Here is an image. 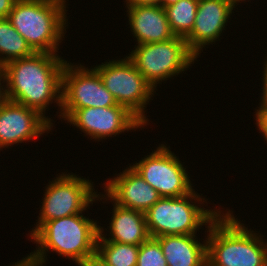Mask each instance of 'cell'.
Instances as JSON below:
<instances>
[{"label": "cell", "mask_w": 267, "mask_h": 266, "mask_svg": "<svg viewBox=\"0 0 267 266\" xmlns=\"http://www.w3.org/2000/svg\"><path fill=\"white\" fill-rule=\"evenodd\" d=\"M65 63L58 54L46 52L9 61L4 65L7 100L33 108L43 116L50 103L55 102L61 111Z\"/></svg>", "instance_id": "1"}, {"label": "cell", "mask_w": 267, "mask_h": 266, "mask_svg": "<svg viewBox=\"0 0 267 266\" xmlns=\"http://www.w3.org/2000/svg\"><path fill=\"white\" fill-rule=\"evenodd\" d=\"M92 220L81 213L44 222L30 236L38 244L36 250L10 266H44L49 250L88 266L96 256L100 226Z\"/></svg>", "instance_id": "2"}, {"label": "cell", "mask_w": 267, "mask_h": 266, "mask_svg": "<svg viewBox=\"0 0 267 266\" xmlns=\"http://www.w3.org/2000/svg\"><path fill=\"white\" fill-rule=\"evenodd\" d=\"M207 232V266H263L267 262V242L235 219L229 209Z\"/></svg>", "instance_id": "3"}, {"label": "cell", "mask_w": 267, "mask_h": 266, "mask_svg": "<svg viewBox=\"0 0 267 266\" xmlns=\"http://www.w3.org/2000/svg\"><path fill=\"white\" fill-rule=\"evenodd\" d=\"M66 7V0H17L8 19L34 52L57 54L68 26Z\"/></svg>", "instance_id": "4"}, {"label": "cell", "mask_w": 267, "mask_h": 266, "mask_svg": "<svg viewBox=\"0 0 267 266\" xmlns=\"http://www.w3.org/2000/svg\"><path fill=\"white\" fill-rule=\"evenodd\" d=\"M206 200L194 190L183 197H161L144 213L150 236L195 235L202 225L208 228L222 211L196 205Z\"/></svg>", "instance_id": "5"}, {"label": "cell", "mask_w": 267, "mask_h": 266, "mask_svg": "<svg viewBox=\"0 0 267 266\" xmlns=\"http://www.w3.org/2000/svg\"><path fill=\"white\" fill-rule=\"evenodd\" d=\"M134 48L127 57L154 89L163 80L184 73L197 59L186 40L177 36L164 42L135 45Z\"/></svg>", "instance_id": "6"}, {"label": "cell", "mask_w": 267, "mask_h": 266, "mask_svg": "<svg viewBox=\"0 0 267 266\" xmlns=\"http://www.w3.org/2000/svg\"><path fill=\"white\" fill-rule=\"evenodd\" d=\"M94 69L117 104L126 107L147 125L149 120L144 110L156 91L137 70L134 63L126 56L121 60H110L96 65Z\"/></svg>", "instance_id": "7"}, {"label": "cell", "mask_w": 267, "mask_h": 266, "mask_svg": "<svg viewBox=\"0 0 267 266\" xmlns=\"http://www.w3.org/2000/svg\"><path fill=\"white\" fill-rule=\"evenodd\" d=\"M54 179L45 188L38 224L35 229L32 228L30 236L44 222L83 213L97 198L93 182L89 179L65 172Z\"/></svg>", "instance_id": "8"}, {"label": "cell", "mask_w": 267, "mask_h": 266, "mask_svg": "<svg viewBox=\"0 0 267 266\" xmlns=\"http://www.w3.org/2000/svg\"><path fill=\"white\" fill-rule=\"evenodd\" d=\"M161 197H183L193 190L182 162L164 144L130 165Z\"/></svg>", "instance_id": "9"}, {"label": "cell", "mask_w": 267, "mask_h": 266, "mask_svg": "<svg viewBox=\"0 0 267 266\" xmlns=\"http://www.w3.org/2000/svg\"><path fill=\"white\" fill-rule=\"evenodd\" d=\"M59 117L73 124L90 139L112 137L145 126L134 114L122 105L111 107H88L81 109H61Z\"/></svg>", "instance_id": "10"}, {"label": "cell", "mask_w": 267, "mask_h": 266, "mask_svg": "<svg viewBox=\"0 0 267 266\" xmlns=\"http://www.w3.org/2000/svg\"><path fill=\"white\" fill-rule=\"evenodd\" d=\"M117 105L94 68L66 61L62 72L61 109L111 107Z\"/></svg>", "instance_id": "11"}, {"label": "cell", "mask_w": 267, "mask_h": 266, "mask_svg": "<svg viewBox=\"0 0 267 266\" xmlns=\"http://www.w3.org/2000/svg\"><path fill=\"white\" fill-rule=\"evenodd\" d=\"M51 121L33 108L6 99L0 104V150L38 139L52 130L54 125Z\"/></svg>", "instance_id": "12"}, {"label": "cell", "mask_w": 267, "mask_h": 266, "mask_svg": "<svg viewBox=\"0 0 267 266\" xmlns=\"http://www.w3.org/2000/svg\"><path fill=\"white\" fill-rule=\"evenodd\" d=\"M104 186L105 195L98 193L96 201L108 199L122 207L144 213L161 198L159 193L131 166L115 178L104 182Z\"/></svg>", "instance_id": "13"}, {"label": "cell", "mask_w": 267, "mask_h": 266, "mask_svg": "<svg viewBox=\"0 0 267 266\" xmlns=\"http://www.w3.org/2000/svg\"><path fill=\"white\" fill-rule=\"evenodd\" d=\"M233 9L229 0H199L193 29L185 38L188 48L197 58L205 45L220 41Z\"/></svg>", "instance_id": "14"}, {"label": "cell", "mask_w": 267, "mask_h": 266, "mask_svg": "<svg viewBox=\"0 0 267 266\" xmlns=\"http://www.w3.org/2000/svg\"><path fill=\"white\" fill-rule=\"evenodd\" d=\"M130 31L137 44L164 42L175 37L161 5L127 7Z\"/></svg>", "instance_id": "15"}, {"label": "cell", "mask_w": 267, "mask_h": 266, "mask_svg": "<svg viewBox=\"0 0 267 266\" xmlns=\"http://www.w3.org/2000/svg\"><path fill=\"white\" fill-rule=\"evenodd\" d=\"M113 204L111 222L108 227L110 237L104 236L103 227L99 226L97 241H114L140 246L151 237L144 212L122 207L114 202Z\"/></svg>", "instance_id": "16"}, {"label": "cell", "mask_w": 267, "mask_h": 266, "mask_svg": "<svg viewBox=\"0 0 267 266\" xmlns=\"http://www.w3.org/2000/svg\"><path fill=\"white\" fill-rule=\"evenodd\" d=\"M167 266H207V241L196 235H167L156 237Z\"/></svg>", "instance_id": "17"}, {"label": "cell", "mask_w": 267, "mask_h": 266, "mask_svg": "<svg viewBox=\"0 0 267 266\" xmlns=\"http://www.w3.org/2000/svg\"><path fill=\"white\" fill-rule=\"evenodd\" d=\"M33 53L34 51L15 30L10 20L8 18H0V65H5L15 59L31 56Z\"/></svg>", "instance_id": "18"}, {"label": "cell", "mask_w": 267, "mask_h": 266, "mask_svg": "<svg viewBox=\"0 0 267 266\" xmlns=\"http://www.w3.org/2000/svg\"><path fill=\"white\" fill-rule=\"evenodd\" d=\"M139 245L97 241L96 257L108 266H136Z\"/></svg>", "instance_id": "19"}, {"label": "cell", "mask_w": 267, "mask_h": 266, "mask_svg": "<svg viewBox=\"0 0 267 266\" xmlns=\"http://www.w3.org/2000/svg\"><path fill=\"white\" fill-rule=\"evenodd\" d=\"M199 0H179L177 3L163 7L173 34L186 38L192 31Z\"/></svg>", "instance_id": "20"}, {"label": "cell", "mask_w": 267, "mask_h": 266, "mask_svg": "<svg viewBox=\"0 0 267 266\" xmlns=\"http://www.w3.org/2000/svg\"><path fill=\"white\" fill-rule=\"evenodd\" d=\"M136 266H167L160 243L156 238L150 237L139 246Z\"/></svg>", "instance_id": "21"}, {"label": "cell", "mask_w": 267, "mask_h": 266, "mask_svg": "<svg viewBox=\"0 0 267 266\" xmlns=\"http://www.w3.org/2000/svg\"><path fill=\"white\" fill-rule=\"evenodd\" d=\"M258 108L259 109H256L255 111L256 125L267 143V106H259Z\"/></svg>", "instance_id": "22"}, {"label": "cell", "mask_w": 267, "mask_h": 266, "mask_svg": "<svg viewBox=\"0 0 267 266\" xmlns=\"http://www.w3.org/2000/svg\"><path fill=\"white\" fill-rule=\"evenodd\" d=\"M17 0H0V18H8Z\"/></svg>", "instance_id": "23"}, {"label": "cell", "mask_w": 267, "mask_h": 266, "mask_svg": "<svg viewBox=\"0 0 267 266\" xmlns=\"http://www.w3.org/2000/svg\"><path fill=\"white\" fill-rule=\"evenodd\" d=\"M264 65H265V67H264V71L262 72L263 74V90H262V97H261V99L262 100H260L261 102H260V106H267V60L265 61V63H264Z\"/></svg>", "instance_id": "24"}, {"label": "cell", "mask_w": 267, "mask_h": 266, "mask_svg": "<svg viewBox=\"0 0 267 266\" xmlns=\"http://www.w3.org/2000/svg\"><path fill=\"white\" fill-rule=\"evenodd\" d=\"M126 7L160 5V0H126Z\"/></svg>", "instance_id": "25"}, {"label": "cell", "mask_w": 267, "mask_h": 266, "mask_svg": "<svg viewBox=\"0 0 267 266\" xmlns=\"http://www.w3.org/2000/svg\"><path fill=\"white\" fill-rule=\"evenodd\" d=\"M3 83L5 84V69H4V65H0V104L3 103L7 99L6 88L4 87L5 85Z\"/></svg>", "instance_id": "26"}, {"label": "cell", "mask_w": 267, "mask_h": 266, "mask_svg": "<svg viewBox=\"0 0 267 266\" xmlns=\"http://www.w3.org/2000/svg\"><path fill=\"white\" fill-rule=\"evenodd\" d=\"M88 266H108L103 264L96 256L90 261Z\"/></svg>", "instance_id": "27"}, {"label": "cell", "mask_w": 267, "mask_h": 266, "mask_svg": "<svg viewBox=\"0 0 267 266\" xmlns=\"http://www.w3.org/2000/svg\"><path fill=\"white\" fill-rule=\"evenodd\" d=\"M178 1L179 0H160V5L162 7H167V6H170V5L177 3Z\"/></svg>", "instance_id": "28"}, {"label": "cell", "mask_w": 267, "mask_h": 266, "mask_svg": "<svg viewBox=\"0 0 267 266\" xmlns=\"http://www.w3.org/2000/svg\"><path fill=\"white\" fill-rule=\"evenodd\" d=\"M229 1H230L231 4L233 5V7L236 8L235 6H237L238 3H239L240 1L244 2V1H246V0H229ZM248 2H249V0H248ZM236 4H237V5H236Z\"/></svg>", "instance_id": "29"}]
</instances>
